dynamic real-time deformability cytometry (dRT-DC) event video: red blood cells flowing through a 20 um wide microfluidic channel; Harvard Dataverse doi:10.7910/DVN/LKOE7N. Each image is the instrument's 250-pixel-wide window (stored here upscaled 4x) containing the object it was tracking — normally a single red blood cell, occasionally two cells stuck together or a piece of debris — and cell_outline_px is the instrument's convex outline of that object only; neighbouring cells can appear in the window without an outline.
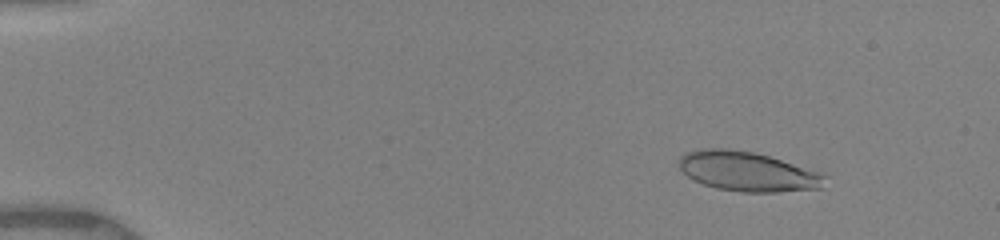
{"species": "human", "species_latin": "Homo sapiens", "temperature_condition": "warm", "stored_images_in_passage": 62, "camera_frame_rate_fps": 3000, "um_per_image_px": 0.085, "donor": {"sex": "female"}, "frame": {"image": 1, "passage_image": 7, "time_ms": 2.0, "image_size_px": [1000, 240], "cell_outline_px": [[828, 176], [824, 188], [780, 192], [740, 192], [716, 188], [692, 180], [680, 168], [680, 156], [684, 152], [700, 148], [728, 148], [756, 152], [828, 172]], "centroid_in_image_um": [63.66, 14.57], "position_along_channel_um": 21.3, "area_um2": 34.74}}
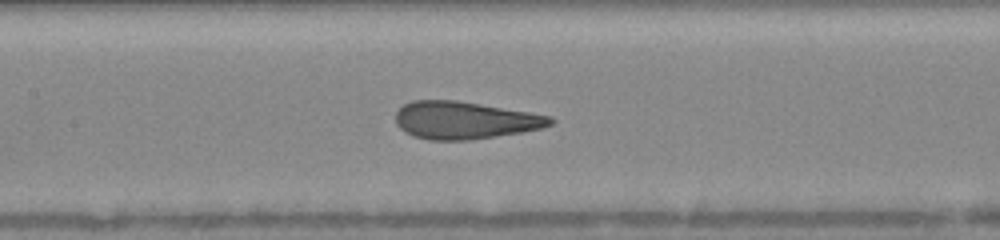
{"frame": {"image": 2, "passage_image": 38, "time_ms": 8.333, "image_size_px": [1000, 240], "cell_outline_px": [[556, 120], [552, 124], [540, 128], [520, 132], [496, 136], [468, 140], [428, 140], [412, 136], [404, 132], [396, 124], [396, 112], [404, 104], [412, 100], [456, 100], [552, 116]], "centroid_in_image_um": [39.46, 10.22], "position_along_channel_um": 167.9, "area_um2": 33.7}}
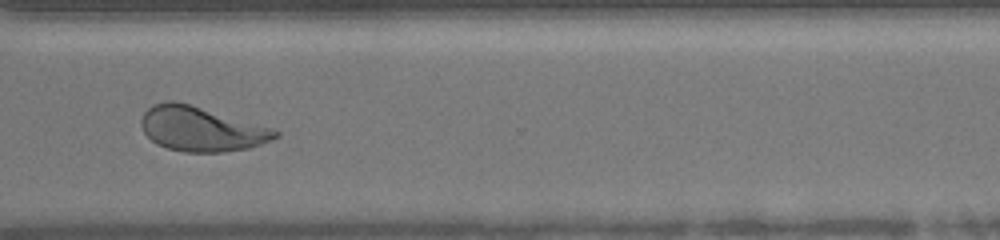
{"frame": {"image": 3, "passage_image": 61, "time_ms": 13.0, "image_size_px": [1000, 240], "cell_outline_px": [[280, 136], [272, 140], [248, 148], [224, 152], [184, 152], [168, 148], [156, 144], [144, 132], [140, 124], [140, 120], [144, 112], [152, 104], [168, 100], [176, 100], [272, 128], [280, 132]], "centroid_in_image_um": [17.08, 10.96], "position_along_channel_um": 353.5, "area_um2": 34.8}}